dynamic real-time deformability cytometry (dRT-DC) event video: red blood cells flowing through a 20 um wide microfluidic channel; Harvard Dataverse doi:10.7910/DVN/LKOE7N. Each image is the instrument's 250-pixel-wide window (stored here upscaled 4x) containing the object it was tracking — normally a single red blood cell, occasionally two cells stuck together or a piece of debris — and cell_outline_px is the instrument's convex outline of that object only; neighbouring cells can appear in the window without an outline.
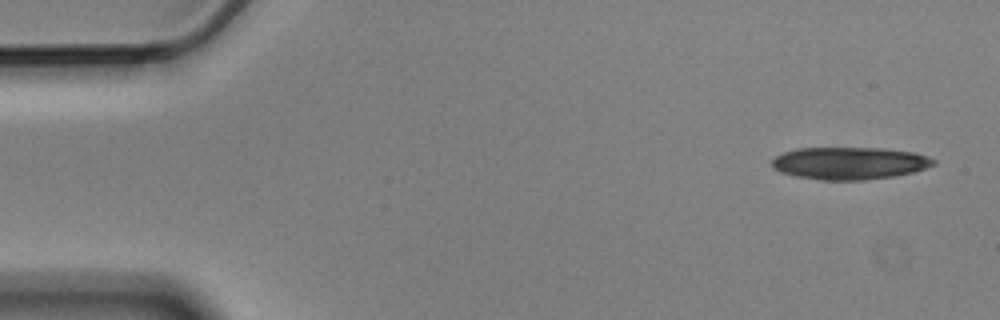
{"species": "Egyptian fruit bat (a non-hibernating species)", "species_latin": "Rousettus aegyptiacus", "temperature_condition": "cold", "stored_images_in_passage": 9, "camera_frame_rate_fps": 3000, "um_per_image_px": 0.085, "animal": {"sex": "male"}, "frame": {"image": 1, "passage_image": 1, "time_ms": 0.0, "image_size_px": [1000, 320], "cell_outline_px": [[936, 164], [912, 172], [892, 176], [864, 180], [820, 180], [796, 176], [780, 172], [772, 168], [772, 160], [776, 156], [784, 152], [796, 148], [884, 148], [916, 152], [928, 156], [936, 160]], "centroid_in_image_um": [72.21, 13.86], "position_along_channel_um": 12.8, "area_um2": 30.58}}
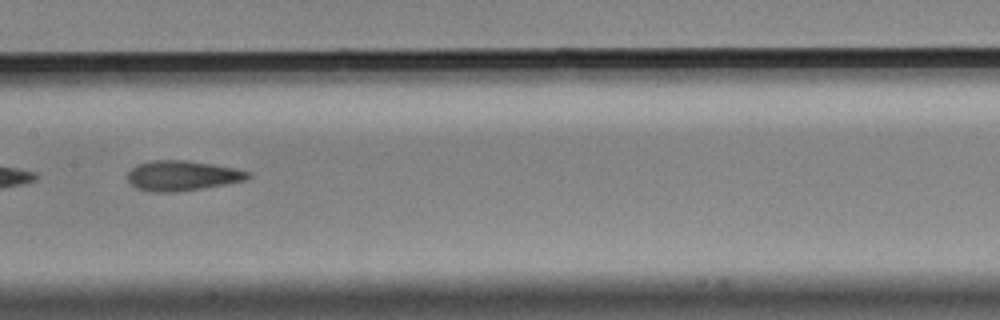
{"frame": {"image": 2, "passage_image": 8, "time_ms": 2.333, "image_size_px": [1000, 320], "cell_outline_px": [[252, 176], [244, 180], [224, 184], [200, 188], [172, 192], [156, 192], [136, 188], [128, 180], [128, 172], [136, 164], [152, 160], [188, 160], [236, 168], [252, 172]], "centroid_in_image_um": [15.5, 14.91], "position_along_channel_um": 191.9, "area_um2": 20.98}}
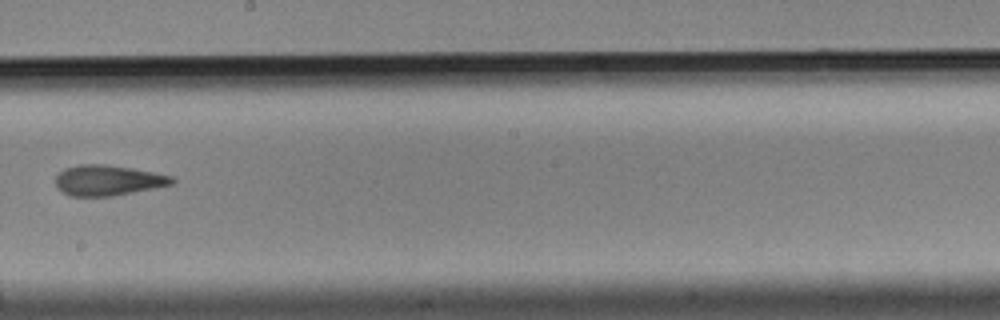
{"frame": {"image": 3, "passage_image": 9, "time_ms": 2.667, "image_size_px": [1000, 320], "cell_outline_px": [[176, 180], [172, 184], [112, 196], [68, 196], [56, 188], [56, 176], [64, 168], [80, 164], [108, 164], [132, 168], [172, 176]], "centroid_in_image_um": [9.13, 15.32], "position_along_channel_um": 239.1, "area_um2": 20.63}}